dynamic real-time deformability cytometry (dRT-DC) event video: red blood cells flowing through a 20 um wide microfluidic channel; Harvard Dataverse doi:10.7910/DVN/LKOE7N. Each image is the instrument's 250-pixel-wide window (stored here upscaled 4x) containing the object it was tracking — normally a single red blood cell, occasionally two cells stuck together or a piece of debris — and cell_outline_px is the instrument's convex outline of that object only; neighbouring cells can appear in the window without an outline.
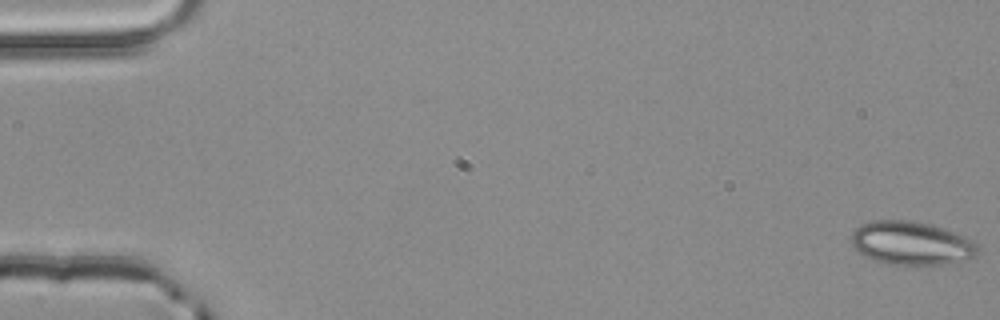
{"species": "common noctule bat (a hibernating species)", "species_latin": "Nyctalus noctula", "temperature_condition": "room temperature", "stored_images_in_passage": 5, "camera_frame_rate_fps": 3000, "um_per_image_px": 0.085, "animal": {"sex": "male", "body_mass_g": 20.4}, "frame": {"image": 1, "passage_image": 1, "time_ms": 0.0, "image_size_px": [1000, 320], "cell_outline_px": [[980, 252], [976, 260], [916, 268], [888, 264], [872, 260], [864, 256], [852, 244], [852, 232], [860, 224], [872, 220], [908, 220], [928, 224], [964, 236], [976, 244]], "centroid_in_image_um": [77.51, 20.74], "position_along_channel_um": 7.5, "area_um2": 33.0}}
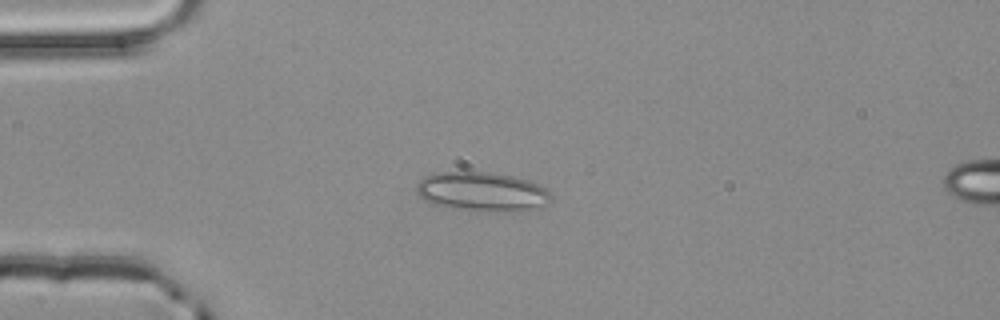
{"frame": {"image": 2, "passage_image": 4, "time_ms": 1.0, "image_size_px": [1000, 320], "cell_outline_px": [[552, 200], [540, 208], [524, 212], [512, 212], [468, 208], [436, 204], [420, 196], [416, 192], [416, 184], [420, 180], [428, 176], [440, 172], [496, 172], [528, 180], [540, 184], [548, 188], [552, 192]], "centroid_in_image_um": [41.13, 16.27], "position_along_channel_um": 43.9, "area_um2": 30.52}}